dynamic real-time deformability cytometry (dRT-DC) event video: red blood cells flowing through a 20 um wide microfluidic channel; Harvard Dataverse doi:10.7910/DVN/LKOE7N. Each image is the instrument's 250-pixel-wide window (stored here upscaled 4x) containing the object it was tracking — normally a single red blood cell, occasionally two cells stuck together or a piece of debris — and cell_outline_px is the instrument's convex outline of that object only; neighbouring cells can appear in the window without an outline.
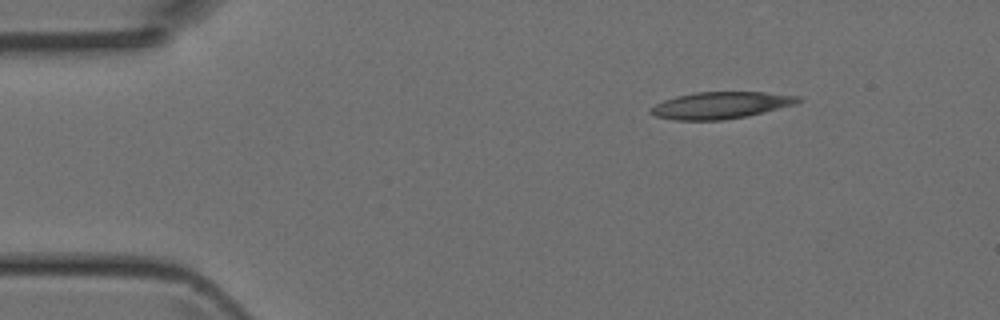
{"species": "Egyptian fruit bat (a non-hibernating species)", "species_latin": "Rousettus aegyptiacus", "temperature_condition": "room temperature", "stored_images_in_passage": 3, "camera_frame_rate_fps": 3000, "um_per_image_px": 0.085, "animal": {"sex": "female"}, "frame": {"image": 1, "passage_image": 1, "time_ms": 0.0, "image_size_px": [1000, 320], "cell_outline_px": [[804, 100], [796, 104], [748, 116], [720, 120], [676, 120], [656, 116], [648, 112], [648, 108], [664, 100], [676, 96], [696, 92], [764, 92], [800, 96]], "centroid_in_image_um": [61.27, 8.94], "position_along_channel_um": 23.7, "area_um2": 23.12}}
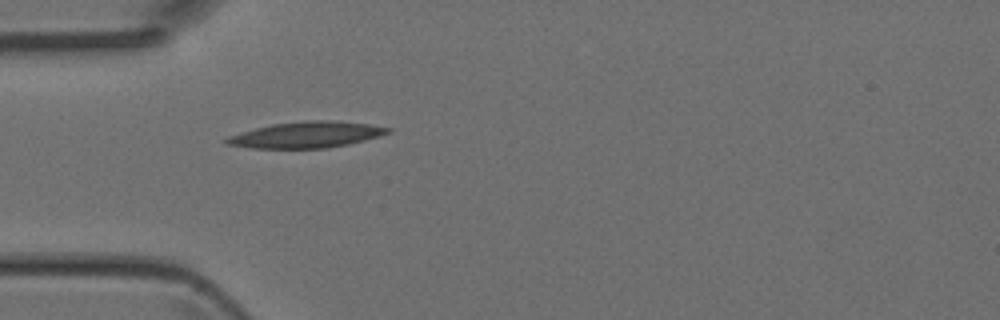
{"frame": {"image": 2, "passage_image": 3, "time_ms": 0.667, "image_size_px": [1000, 320], "cell_outline_px": [[392, 132], [380, 136], [348, 144], [328, 148], [252, 148], [224, 144], [224, 140], [228, 136], [256, 128], [272, 124], [304, 120], [332, 120], [368, 124], [392, 128]], "centroid_in_image_um": [26.06, 11.45], "position_along_channel_um": 58.9, "area_um2": 24.57}}